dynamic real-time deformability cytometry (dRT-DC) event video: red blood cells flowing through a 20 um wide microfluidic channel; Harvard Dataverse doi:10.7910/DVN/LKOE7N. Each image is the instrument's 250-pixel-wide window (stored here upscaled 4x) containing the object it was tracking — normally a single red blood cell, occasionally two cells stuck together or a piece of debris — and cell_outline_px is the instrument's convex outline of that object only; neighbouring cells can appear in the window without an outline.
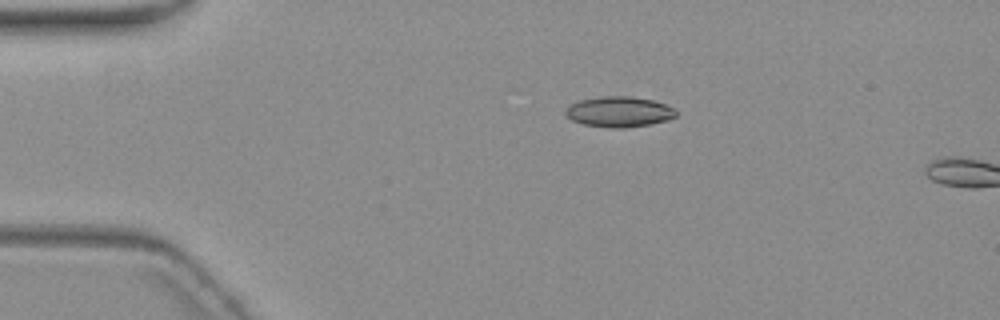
{"species": "common noctule bat (a hibernating species)", "species_latin": "Nyctalus noctula", "temperature_condition": "warm", "stored_images_in_passage": 5, "camera_frame_rate_fps": 3000, "um_per_image_px": 0.085, "animal": {"sex": "female", "body_mass_g": 19.3, "forearm_length_mm": 54.1}, "frame": {"image": 1, "passage_image": 4, "time_ms": 3.667, "image_size_px": [1000, 320], "cell_outline_px": [[676, 116], [668, 120], [648, 124], [624, 128], [612, 128], [584, 124], [572, 120], [564, 112], [564, 108], [580, 100], [600, 96], [628, 96], [652, 100], [664, 104], [672, 108], [676, 112]], "centroid_in_image_um": [52.59, 9.5], "position_along_channel_um": 32.4, "area_um2": 19.42}}